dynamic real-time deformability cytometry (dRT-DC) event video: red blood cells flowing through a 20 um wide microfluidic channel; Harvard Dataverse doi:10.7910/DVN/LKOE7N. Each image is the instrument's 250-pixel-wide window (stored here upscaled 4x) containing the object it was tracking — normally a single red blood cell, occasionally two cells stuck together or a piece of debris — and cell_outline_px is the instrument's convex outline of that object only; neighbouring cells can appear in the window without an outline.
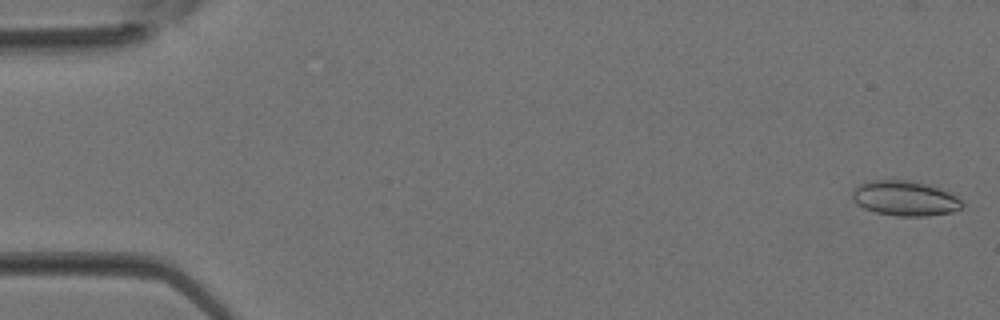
{"species": "Egyptian fruit bat (a non-hibernating species)", "species_latin": "Rousettus aegyptiacus", "temperature_condition": "room temperature", "stored_images_in_passage": 37, "camera_frame_rate_fps": 3000, "um_per_image_px": 0.085, "animal": {"sex": "female"}, "frame": {"image": 1, "passage_image": 1, "time_ms": 0.0, "image_size_px": [1000, 320], "cell_outline_px": [[964, 204], [960, 208], [952, 212], [928, 216], [896, 216], [876, 212], [864, 208], [856, 204], [852, 200], [852, 188], [856, 184], [864, 180], [916, 180], [940, 188], [956, 196]], "centroid_in_image_um": [76.86, 16.84], "position_along_channel_um": 8.1, "area_um2": 22.83}}
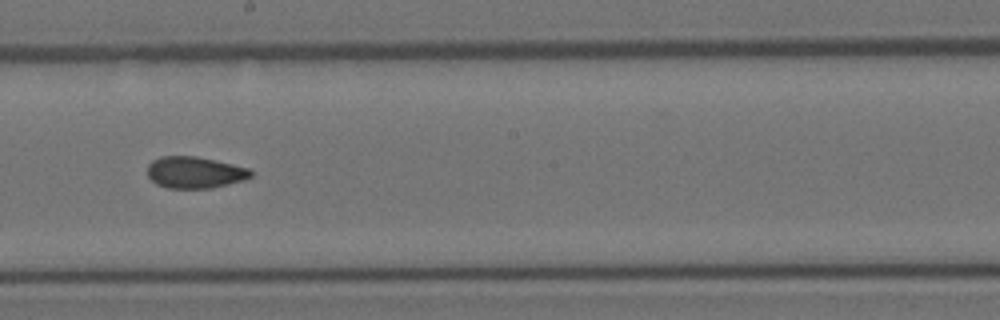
{"frame": {"image": 2, "passage_image": 21, "time_ms": 6.667, "image_size_px": [1000, 320], "cell_outline_px": [[252, 176], [244, 180], [212, 188], [168, 188], [156, 184], [148, 176], [148, 164], [152, 160], [160, 156], [196, 156], [232, 164], [248, 168], [252, 172]], "centroid_in_image_um": [16.54, 14.65], "position_along_channel_um": 231.7, "area_um2": 19.02}}
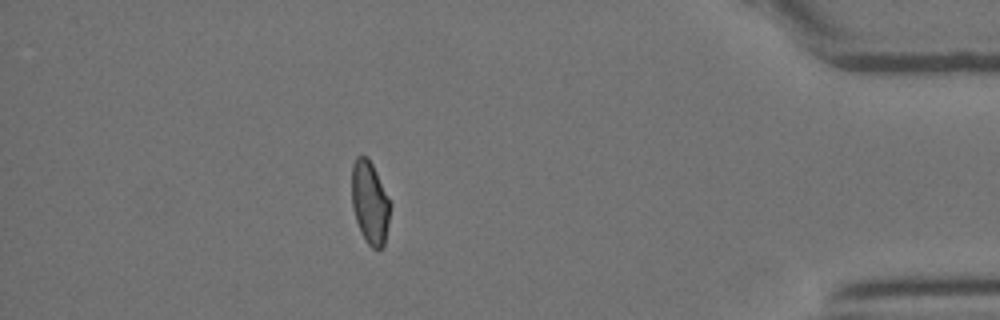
{"frame": {"image": 3, "passage_image": 33, "time_ms": 10.667, "image_size_px": [1000, 320], "cell_outline_px": [[392, 204], [384, 244], [380, 248], [372, 248], [368, 244], [360, 232], [352, 208], [352, 164], [356, 156], [368, 156]], "centroid_in_image_um": [31.44, 17.2], "position_along_channel_um": 403.8, "area_um2": 18.61}}